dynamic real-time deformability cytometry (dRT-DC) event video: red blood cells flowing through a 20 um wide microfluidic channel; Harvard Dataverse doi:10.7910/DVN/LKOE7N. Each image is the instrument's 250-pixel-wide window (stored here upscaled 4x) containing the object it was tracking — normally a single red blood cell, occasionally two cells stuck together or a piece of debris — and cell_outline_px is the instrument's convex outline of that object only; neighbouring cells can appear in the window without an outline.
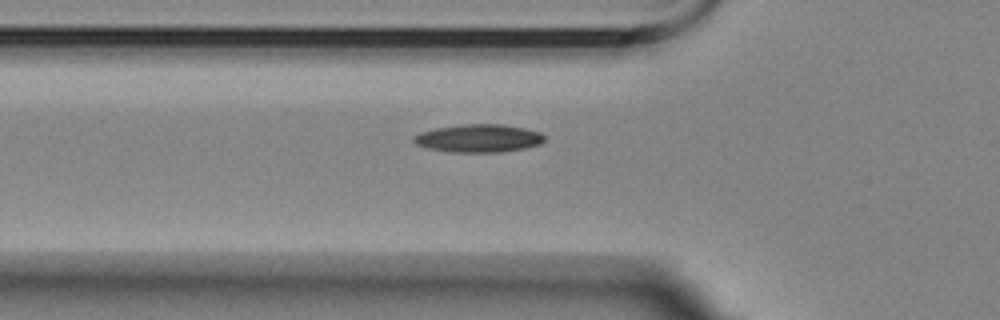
{"species": "Egyptian fruit bat (a non-hibernating species)", "species_latin": "Rousettus aegyptiacus", "temperature_condition": "room temperature", "stored_images_in_passage": 6, "camera_frame_rate_fps": 3000, "um_per_image_px": 0.085, "animal": {"sex": "female"}, "frame": {"image": 1, "passage_image": 6, "time_ms": 6.667, "image_size_px": [1000, 320], "cell_outline_px": [[544, 140], [540, 144], [524, 148], [500, 152], [452, 152], [428, 148], [416, 144], [412, 140], [412, 136], [420, 132], [436, 128], [464, 124], [504, 124], [524, 128], [540, 132], [544, 136]], "centroid_in_image_um": [40.67, 11.75], "position_along_channel_um": 85.1, "area_um2": 21.27}}